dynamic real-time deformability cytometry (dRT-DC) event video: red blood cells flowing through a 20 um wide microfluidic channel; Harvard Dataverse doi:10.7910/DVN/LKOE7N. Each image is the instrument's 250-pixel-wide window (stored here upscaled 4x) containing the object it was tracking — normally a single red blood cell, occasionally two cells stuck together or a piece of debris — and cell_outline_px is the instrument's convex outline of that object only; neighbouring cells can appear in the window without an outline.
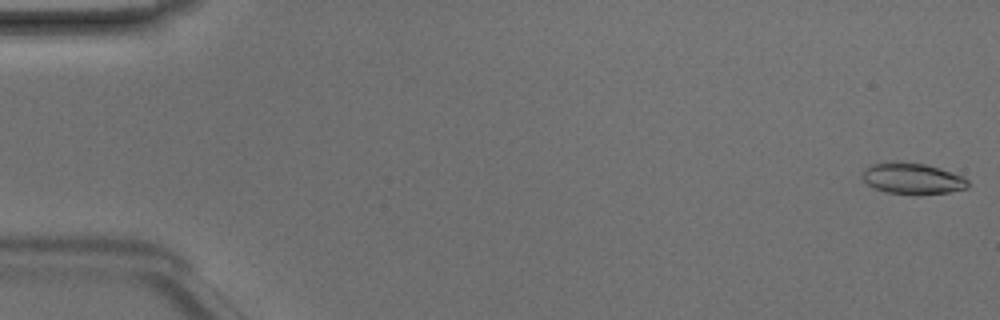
{"species": "Egyptian fruit bat (a non-hibernating species)", "species_latin": "Rousettus aegyptiacus", "temperature_condition": "room temperature", "stored_images_in_passage": 14, "camera_frame_rate_fps": 3000, "um_per_image_px": 0.085, "animal": {"sex": "male"}, "frame": {"image": 1, "passage_image": 1, "time_ms": 0.0, "image_size_px": [1000, 320], "cell_outline_px": [[968, 188], [948, 192], [884, 192], [868, 184], [860, 176], [860, 172], [864, 168], [872, 164], [892, 160], [896, 160], [924, 164], [940, 168], [960, 176], [968, 180]], "centroid_in_image_um": [77.47, 15.11], "position_along_channel_um": 7.5, "area_um2": 18.73}}
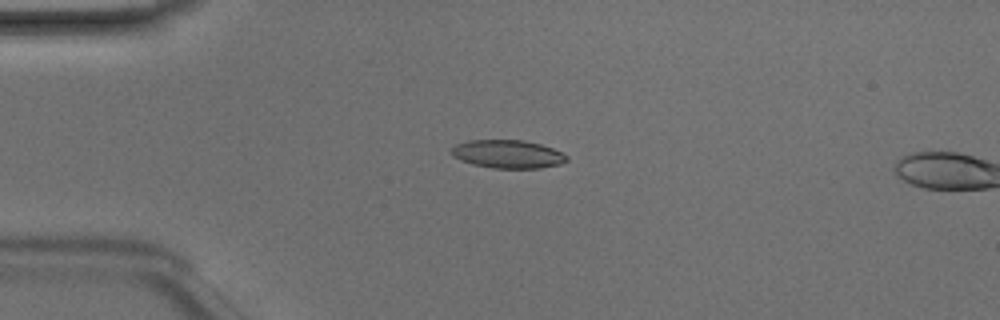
{"frame": {"image": 2, "passage_image": 12, "time_ms": 3.667, "image_size_px": [1000, 320], "cell_outline_px": [[568, 160], [560, 164], [540, 168], [492, 168], [472, 164], [460, 160], [452, 156], [452, 148], [456, 144], [468, 140], [524, 140], [540, 144], [552, 148], [568, 156]], "centroid_in_image_um": [43.15, 13.1], "position_along_channel_um": 41.9, "area_um2": 18.96}}